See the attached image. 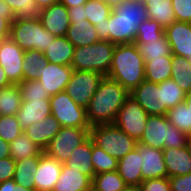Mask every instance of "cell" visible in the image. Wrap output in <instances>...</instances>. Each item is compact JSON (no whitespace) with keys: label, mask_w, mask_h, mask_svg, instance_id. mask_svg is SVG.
I'll return each instance as SVG.
<instances>
[{"label":"cell","mask_w":191,"mask_h":191,"mask_svg":"<svg viewBox=\"0 0 191 191\" xmlns=\"http://www.w3.org/2000/svg\"><path fill=\"white\" fill-rule=\"evenodd\" d=\"M176 21L191 23V0H172Z\"/></svg>","instance_id":"ee69618b"},{"label":"cell","mask_w":191,"mask_h":191,"mask_svg":"<svg viewBox=\"0 0 191 191\" xmlns=\"http://www.w3.org/2000/svg\"><path fill=\"white\" fill-rule=\"evenodd\" d=\"M172 58L173 57L151 58V61H145V80L160 83L171 79Z\"/></svg>","instance_id":"83f0119b"},{"label":"cell","mask_w":191,"mask_h":191,"mask_svg":"<svg viewBox=\"0 0 191 191\" xmlns=\"http://www.w3.org/2000/svg\"><path fill=\"white\" fill-rule=\"evenodd\" d=\"M38 8L40 10L44 9V8H47L55 3H58L59 0H35Z\"/></svg>","instance_id":"11a10c76"},{"label":"cell","mask_w":191,"mask_h":191,"mask_svg":"<svg viewBox=\"0 0 191 191\" xmlns=\"http://www.w3.org/2000/svg\"><path fill=\"white\" fill-rule=\"evenodd\" d=\"M163 156L168 178L191 173V152L188 145L180 148H164Z\"/></svg>","instance_id":"d6986e66"},{"label":"cell","mask_w":191,"mask_h":191,"mask_svg":"<svg viewBox=\"0 0 191 191\" xmlns=\"http://www.w3.org/2000/svg\"><path fill=\"white\" fill-rule=\"evenodd\" d=\"M49 115H51L50 99H41L22 102L16 117L21 129L24 130L34 122L46 119Z\"/></svg>","instance_id":"44dd1931"},{"label":"cell","mask_w":191,"mask_h":191,"mask_svg":"<svg viewBox=\"0 0 191 191\" xmlns=\"http://www.w3.org/2000/svg\"><path fill=\"white\" fill-rule=\"evenodd\" d=\"M144 4L149 19L155 20L164 29L176 21L172 0H146Z\"/></svg>","instance_id":"4316f807"},{"label":"cell","mask_w":191,"mask_h":191,"mask_svg":"<svg viewBox=\"0 0 191 191\" xmlns=\"http://www.w3.org/2000/svg\"><path fill=\"white\" fill-rule=\"evenodd\" d=\"M39 20L44 29L48 30L55 37L66 36L71 24L68 8L60 2L40 10Z\"/></svg>","instance_id":"e0dca14e"},{"label":"cell","mask_w":191,"mask_h":191,"mask_svg":"<svg viewBox=\"0 0 191 191\" xmlns=\"http://www.w3.org/2000/svg\"><path fill=\"white\" fill-rule=\"evenodd\" d=\"M0 191H35V189L25 188L16 184L14 179H10L0 183Z\"/></svg>","instance_id":"681fc988"},{"label":"cell","mask_w":191,"mask_h":191,"mask_svg":"<svg viewBox=\"0 0 191 191\" xmlns=\"http://www.w3.org/2000/svg\"><path fill=\"white\" fill-rule=\"evenodd\" d=\"M90 138L96 146L101 147L108 155L117 160L123 158L137 145L136 140L114 123L91 126Z\"/></svg>","instance_id":"8992f818"},{"label":"cell","mask_w":191,"mask_h":191,"mask_svg":"<svg viewBox=\"0 0 191 191\" xmlns=\"http://www.w3.org/2000/svg\"><path fill=\"white\" fill-rule=\"evenodd\" d=\"M91 185L92 180L88 176L79 170L70 169L63 163L53 191H91Z\"/></svg>","instance_id":"7402d4cb"},{"label":"cell","mask_w":191,"mask_h":191,"mask_svg":"<svg viewBox=\"0 0 191 191\" xmlns=\"http://www.w3.org/2000/svg\"><path fill=\"white\" fill-rule=\"evenodd\" d=\"M44 150L34 143L23 131L10 142V156L15 160L39 157Z\"/></svg>","instance_id":"f1b7e54d"},{"label":"cell","mask_w":191,"mask_h":191,"mask_svg":"<svg viewBox=\"0 0 191 191\" xmlns=\"http://www.w3.org/2000/svg\"><path fill=\"white\" fill-rule=\"evenodd\" d=\"M187 145L189 147V150L191 152V134L190 135H187Z\"/></svg>","instance_id":"94428289"},{"label":"cell","mask_w":191,"mask_h":191,"mask_svg":"<svg viewBox=\"0 0 191 191\" xmlns=\"http://www.w3.org/2000/svg\"><path fill=\"white\" fill-rule=\"evenodd\" d=\"M14 15H15V13L12 10V8L10 6H8V4L5 1L0 0V17L6 18L11 23H13L14 22Z\"/></svg>","instance_id":"816d5d0a"},{"label":"cell","mask_w":191,"mask_h":191,"mask_svg":"<svg viewBox=\"0 0 191 191\" xmlns=\"http://www.w3.org/2000/svg\"><path fill=\"white\" fill-rule=\"evenodd\" d=\"M135 148L141 154V174L143 180L167 177L163 150L139 144L138 142Z\"/></svg>","instance_id":"2e32d148"},{"label":"cell","mask_w":191,"mask_h":191,"mask_svg":"<svg viewBox=\"0 0 191 191\" xmlns=\"http://www.w3.org/2000/svg\"><path fill=\"white\" fill-rule=\"evenodd\" d=\"M126 186L115 170L96 174L92 179L91 191H122Z\"/></svg>","instance_id":"d6a6232c"},{"label":"cell","mask_w":191,"mask_h":191,"mask_svg":"<svg viewBox=\"0 0 191 191\" xmlns=\"http://www.w3.org/2000/svg\"><path fill=\"white\" fill-rule=\"evenodd\" d=\"M10 156V143L0 138V159Z\"/></svg>","instance_id":"f5cc1de1"},{"label":"cell","mask_w":191,"mask_h":191,"mask_svg":"<svg viewBox=\"0 0 191 191\" xmlns=\"http://www.w3.org/2000/svg\"><path fill=\"white\" fill-rule=\"evenodd\" d=\"M144 3L126 0L113 8L107 22L94 25L99 40L115 45L134 43L139 25L148 19Z\"/></svg>","instance_id":"6da1fadb"},{"label":"cell","mask_w":191,"mask_h":191,"mask_svg":"<svg viewBox=\"0 0 191 191\" xmlns=\"http://www.w3.org/2000/svg\"><path fill=\"white\" fill-rule=\"evenodd\" d=\"M23 130L17 120L16 115L0 116V138L6 142L13 141Z\"/></svg>","instance_id":"7bdbcfd3"},{"label":"cell","mask_w":191,"mask_h":191,"mask_svg":"<svg viewBox=\"0 0 191 191\" xmlns=\"http://www.w3.org/2000/svg\"><path fill=\"white\" fill-rule=\"evenodd\" d=\"M141 52L144 61H151V58L173 57L171 46L164 35L160 40L147 43H135Z\"/></svg>","instance_id":"e575fe53"},{"label":"cell","mask_w":191,"mask_h":191,"mask_svg":"<svg viewBox=\"0 0 191 191\" xmlns=\"http://www.w3.org/2000/svg\"><path fill=\"white\" fill-rule=\"evenodd\" d=\"M90 137V128L61 127L44 152L65 163L74 149Z\"/></svg>","instance_id":"9c48e42d"},{"label":"cell","mask_w":191,"mask_h":191,"mask_svg":"<svg viewBox=\"0 0 191 191\" xmlns=\"http://www.w3.org/2000/svg\"><path fill=\"white\" fill-rule=\"evenodd\" d=\"M166 117L177 129L186 135L191 134V111L185 102L178 104L167 111Z\"/></svg>","instance_id":"d590c367"},{"label":"cell","mask_w":191,"mask_h":191,"mask_svg":"<svg viewBox=\"0 0 191 191\" xmlns=\"http://www.w3.org/2000/svg\"><path fill=\"white\" fill-rule=\"evenodd\" d=\"M148 116L139 103L129 96L119 109L114 124L139 142L146 128Z\"/></svg>","instance_id":"8fae6325"},{"label":"cell","mask_w":191,"mask_h":191,"mask_svg":"<svg viewBox=\"0 0 191 191\" xmlns=\"http://www.w3.org/2000/svg\"><path fill=\"white\" fill-rule=\"evenodd\" d=\"M48 61L44 54L35 49L24 51V61L22 64L23 81L38 80V72L41 66H47Z\"/></svg>","instance_id":"836d02e7"},{"label":"cell","mask_w":191,"mask_h":191,"mask_svg":"<svg viewBox=\"0 0 191 191\" xmlns=\"http://www.w3.org/2000/svg\"><path fill=\"white\" fill-rule=\"evenodd\" d=\"M74 45L66 36L56 37L43 52L48 62L71 66L74 54Z\"/></svg>","instance_id":"d4e9b609"},{"label":"cell","mask_w":191,"mask_h":191,"mask_svg":"<svg viewBox=\"0 0 191 191\" xmlns=\"http://www.w3.org/2000/svg\"><path fill=\"white\" fill-rule=\"evenodd\" d=\"M104 77L93 71L74 70L65 92L78 106L86 109Z\"/></svg>","instance_id":"30bf717a"},{"label":"cell","mask_w":191,"mask_h":191,"mask_svg":"<svg viewBox=\"0 0 191 191\" xmlns=\"http://www.w3.org/2000/svg\"><path fill=\"white\" fill-rule=\"evenodd\" d=\"M91 160L92 139L89 137L85 142L74 149L70 155V159L67 160L64 164L67 167H70V169L79 170L80 173L85 174L92 180L95 176V173Z\"/></svg>","instance_id":"cb8c5ba5"},{"label":"cell","mask_w":191,"mask_h":191,"mask_svg":"<svg viewBox=\"0 0 191 191\" xmlns=\"http://www.w3.org/2000/svg\"><path fill=\"white\" fill-rule=\"evenodd\" d=\"M139 187L141 191H171L168 177L143 180Z\"/></svg>","instance_id":"f6af8a7d"},{"label":"cell","mask_w":191,"mask_h":191,"mask_svg":"<svg viewBox=\"0 0 191 191\" xmlns=\"http://www.w3.org/2000/svg\"><path fill=\"white\" fill-rule=\"evenodd\" d=\"M184 102L191 111V90L186 93Z\"/></svg>","instance_id":"680465c9"},{"label":"cell","mask_w":191,"mask_h":191,"mask_svg":"<svg viewBox=\"0 0 191 191\" xmlns=\"http://www.w3.org/2000/svg\"><path fill=\"white\" fill-rule=\"evenodd\" d=\"M104 2L106 5H108L111 9L117 7L119 4H121L123 1L126 0H100Z\"/></svg>","instance_id":"6f0895ef"},{"label":"cell","mask_w":191,"mask_h":191,"mask_svg":"<svg viewBox=\"0 0 191 191\" xmlns=\"http://www.w3.org/2000/svg\"><path fill=\"white\" fill-rule=\"evenodd\" d=\"M22 103L19 85H10L0 89V116L16 115Z\"/></svg>","instance_id":"f546056e"},{"label":"cell","mask_w":191,"mask_h":191,"mask_svg":"<svg viewBox=\"0 0 191 191\" xmlns=\"http://www.w3.org/2000/svg\"><path fill=\"white\" fill-rule=\"evenodd\" d=\"M165 35L173 56H182L191 62V23L175 21L165 28Z\"/></svg>","instance_id":"ac0fdd59"},{"label":"cell","mask_w":191,"mask_h":191,"mask_svg":"<svg viewBox=\"0 0 191 191\" xmlns=\"http://www.w3.org/2000/svg\"><path fill=\"white\" fill-rule=\"evenodd\" d=\"M23 61L24 50L19 48L10 37L7 38L0 45V65L12 85H18L23 81Z\"/></svg>","instance_id":"7c38bea8"},{"label":"cell","mask_w":191,"mask_h":191,"mask_svg":"<svg viewBox=\"0 0 191 191\" xmlns=\"http://www.w3.org/2000/svg\"><path fill=\"white\" fill-rule=\"evenodd\" d=\"M14 11V21L39 18L40 9L35 0H3Z\"/></svg>","instance_id":"8d00e7d4"},{"label":"cell","mask_w":191,"mask_h":191,"mask_svg":"<svg viewBox=\"0 0 191 191\" xmlns=\"http://www.w3.org/2000/svg\"><path fill=\"white\" fill-rule=\"evenodd\" d=\"M39 157L25 158L16 161L13 179L16 184L34 189V172L37 169Z\"/></svg>","instance_id":"4dcf8cb0"},{"label":"cell","mask_w":191,"mask_h":191,"mask_svg":"<svg viewBox=\"0 0 191 191\" xmlns=\"http://www.w3.org/2000/svg\"><path fill=\"white\" fill-rule=\"evenodd\" d=\"M60 128L59 121L51 114L46 119L34 122L23 131L34 143L45 150Z\"/></svg>","instance_id":"ffe728a7"},{"label":"cell","mask_w":191,"mask_h":191,"mask_svg":"<svg viewBox=\"0 0 191 191\" xmlns=\"http://www.w3.org/2000/svg\"><path fill=\"white\" fill-rule=\"evenodd\" d=\"M137 1H139L141 3H145L146 2V0H137Z\"/></svg>","instance_id":"6125c7cd"},{"label":"cell","mask_w":191,"mask_h":191,"mask_svg":"<svg viewBox=\"0 0 191 191\" xmlns=\"http://www.w3.org/2000/svg\"><path fill=\"white\" fill-rule=\"evenodd\" d=\"M74 69L71 66L58 65L48 62L47 66H41L38 72V80L44 90L52 96L65 91L71 79Z\"/></svg>","instance_id":"5bb4252c"},{"label":"cell","mask_w":191,"mask_h":191,"mask_svg":"<svg viewBox=\"0 0 191 191\" xmlns=\"http://www.w3.org/2000/svg\"><path fill=\"white\" fill-rule=\"evenodd\" d=\"M130 92L117 81L105 76L86 108L91 126L114 123L119 109Z\"/></svg>","instance_id":"7a4b0ae2"},{"label":"cell","mask_w":191,"mask_h":191,"mask_svg":"<svg viewBox=\"0 0 191 191\" xmlns=\"http://www.w3.org/2000/svg\"><path fill=\"white\" fill-rule=\"evenodd\" d=\"M11 22L0 17V45L10 37Z\"/></svg>","instance_id":"f907efd6"},{"label":"cell","mask_w":191,"mask_h":191,"mask_svg":"<svg viewBox=\"0 0 191 191\" xmlns=\"http://www.w3.org/2000/svg\"><path fill=\"white\" fill-rule=\"evenodd\" d=\"M68 14H69L70 22L87 20V18H85L84 5L68 8Z\"/></svg>","instance_id":"c3c4849f"},{"label":"cell","mask_w":191,"mask_h":191,"mask_svg":"<svg viewBox=\"0 0 191 191\" xmlns=\"http://www.w3.org/2000/svg\"><path fill=\"white\" fill-rule=\"evenodd\" d=\"M158 86L163 89L166 111L184 102L186 93H184L172 79L160 82L158 83Z\"/></svg>","instance_id":"60d3db41"},{"label":"cell","mask_w":191,"mask_h":191,"mask_svg":"<svg viewBox=\"0 0 191 191\" xmlns=\"http://www.w3.org/2000/svg\"><path fill=\"white\" fill-rule=\"evenodd\" d=\"M171 191H191V173L169 177Z\"/></svg>","instance_id":"7dc6e473"},{"label":"cell","mask_w":191,"mask_h":191,"mask_svg":"<svg viewBox=\"0 0 191 191\" xmlns=\"http://www.w3.org/2000/svg\"><path fill=\"white\" fill-rule=\"evenodd\" d=\"M108 77L129 92L145 80V61L135 43L116 45Z\"/></svg>","instance_id":"3957f363"},{"label":"cell","mask_w":191,"mask_h":191,"mask_svg":"<svg viewBox=\"0 0 191 191\" xmlns=\"http://www.w3.org/2000/svg\"><path fill=\"white\" fill-rule=\"evenodd\" d=\"M16 161L11 157L0 159V183L13 179Z\"/></svg>","instance_id":"bcb514c9"},{"label":"cell","mask_w":191,"mask_h":191,"mask_svg":"<svg viewBox=\"0 0 191 191\" xmlns=\"http://www.w3.org/2000/svg\"><path fill=\"white\" fill-rule=\"evenodd\" d=\"M10 38L24 51L35 49L43 53L56 37L37 18L11 23Z\"/></svg>","instance_id":"52a82bcc"},{"label":"cell","mask_w":191,"mask_h":191,"mask_svg":"<svg viewBox=\"0 0 191 191\" xmlns=\"http://www.w3.org/2000/svg\"><path fill=\"white\" fill-rule=\"evenodd\" d=\"M165 35V29L153 19H146L139 25L134 43H147L160 40Z\"/></svg>","instance_id":"ab89813d"},{"label":"cell","mask_w":191,"mask_h":191,"mask_svg":"<svg viewBox=\"0 0 191 191\" xmlns=\"http://www.w3.org/2000/svg\"><path fill=\"white\" fill-rule=\"evenodd\" d=\"M66 8L77 7L80 5H84L87 0H59Z\"/></svg>","instance_id":"db71d44e"},{"label":"cell","mask_w":191,"mask_h":191,"mask_svg":"<svg viewBox=\"0 0 191 191\" xmlns=\"http://www.w3.org/2000/svg\"><path fill=\"white\" fill-rule=\"evenodd\" d=\"M51 114L61 127L91 128L86 109L78 106L65 92L50 97Z\"/></svg>","instance_id":"ba28073f"},{"label":"cell","mask_w":191,"mask_h":191,"mask_svg":"<svg viewBox=\"0 0 191 191\" xmlns=\"http://www.w3.org/2000/svg\"><path fill=\"white\" fill-rule=\"evenodd\" d=\"M171 79L184 93L191 90V62L187 58L173 56Z\"/></svg>","instance_id":"1f68e13d"},{"label":"cell","mask_w":191,"mask_h":191,"mask_svg":"<svg viewBox=\"0 0 191 191\" xmlns=\"http://www.w3.org/2000/svg\"><path fill=\"white\" fill-rule=\"evenodd\" d=\"M92 165L95 175L117 170L118 160L108 155L101 147L96 146L92 141Z\"/></svg>","instance_id":"f35d334b"},{"label":"cell","mask_w":191,"mask_h":191,"mask_svg":"<svg viewBox=\"0 0 191 191\" xmlns=\"http://www.w3.org/2000/svg\"><path fill=\"white\" fill-rule=\"evenodd\" d=\"M141 154L134 148L118 160L117 172L127 185H140L143 181Z\"/></svg>","instance_id":"603a6c76"},{"label":"cell","mask_w":191,"mask_h":191,"mask_svg":"<svg viewBox=\"0 0 191 191\" xmlns=\"http://www.w3.org/2000/svg\"><path fill=\"white\" fill-rule=\"evenodd\" d=\"M139 144L153 148H180L187 145V135L168 121L166 115H149Z\"/></svg>","instance_id":"277c9868"},{"label":"cell","mask_w":191,"mask_h":191,"mask_svg":"<svg viewBox=\"0 0 191 191\" xmlns=\"http://www.w3.org/2000/svg\"><path fill=\"white\" fill-rule=\"evenodd\" d=\"M12 85L9 81L8 78L3 70V68L0 65V89L5 88Z\"/></svg>","instance_id":"9f6ffc18"},{"label":"cell","mask_w":191,"mask_h":191,"mask_svg":"<svg viewBox=\"0 0 191 191\" xmlns=\"http://www.w3.org/2000/svg\"><path fill=\"white\" fill-rule=\"evenodd\" d=\"M62 164L43 152L39 156L37 169L33 174L35 191H53L61 174Z\"/></svg>","instance_id":"9a60e30c"},{"label":"cell","mask_w":191,"mask_h":191,"mask_svg":"<svg viewBox=\"0 0 191 191\" xmlns=\"http://www.w3.org/2000/svg\"><path fill=\"white\" fill-rule=\"evenodd\" d=\"M139 105L148 115H166L163 89L159 88L158 83L144 80L139 86L130 92Z\"/></svg>","instance_id":"4fadbf2b"},{"label":"cell","mask_w":191,"mask_h":191,"mask_svg":"<svg viewBox=\"0 0 191 191\" xmlns=\"http://www.w3.org/2000/svg\"><path fill=\"white\" fill-rule=\"evenodd\" d=\"M122 191H141L139 185H127Z\"/></svg>","instance_id":"91938a15"},{"label":"cell","mask_w":191,"mask_h":191,"mask_svg":"<svg viewBox=\"0 0 191 191\" xmlns=\"http://www.w3.org/2000/svg\"><path fill=\"white\" fill-rule=\"evenodd\" d=\"M115 47V44L103 40L75 47L71 67L78 71H93L108 76Z\"/></svg>","instance_id":"5b68a950"},{"label":"cell","mask_w":191,"mask_h":191,"mask_svg":"<svg viewBox=\"0 0 191 191\" xmlns=\"http://www.w3.org/2000/svg\"><path fill=\"white\" fill-rule=\"evenodd\" d=\"M85 18L92 25H99L108 21L112 9L100 0H87L84 4Z\"/></svg>","instance_id":"74e56055"},{"label":"cell","mask_w":191,"mask_h":191,"mask_svg":"<svg viewBox=\"0 0 191 191\" xmlns=\"http://www.w3.org/2000/svg\"><path fill=\"white\" fill-rule=\"evenodd\" d=\"M70 23L66 38L74 47L88 46L100 41L95 26L88 20Z\"/></svg>","instance_id":"484cf974"},{"label":"cell","mask_w":191,"mask_h":191,"mask_svg":"<svg viewBox=\"0 0 191 191\" xmlns=\"http://www.w3.org/2000/svg\"><path fill=\"white\" fill-rule=\"evenodd\" d=\"M22 102H29L30 100L50 99L47 90L43 88L42 84L35 81H22L19 84Z\"/></svg>","instance_id":"b9f144b4"}]
</instances>
